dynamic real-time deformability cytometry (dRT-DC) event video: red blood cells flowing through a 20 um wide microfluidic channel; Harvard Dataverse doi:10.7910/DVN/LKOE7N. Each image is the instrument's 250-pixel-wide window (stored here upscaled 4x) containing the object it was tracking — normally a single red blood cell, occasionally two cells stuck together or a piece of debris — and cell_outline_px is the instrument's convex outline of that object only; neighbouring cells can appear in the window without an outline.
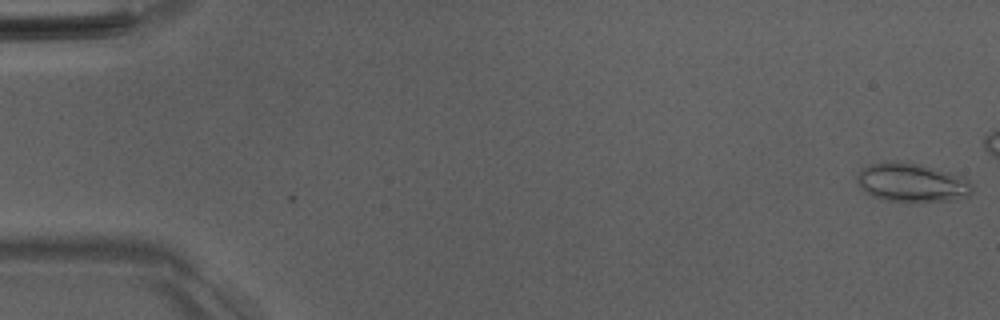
{"species": "Egyptian fruit bat (a non-hibernating species)", "species_latin": "Rousettus aegyptiacus", "temperature_condition": "room temperature", "stored_images_in_passage": 45, "camera_frame_rate_fps": 3000, "um_per_image_px": 0.085, "animal": {"sex": "male"}, "frame": {"image": 1, "passage_image": 1, "time_ms": 0.0, "image_size_px": [1000, 320], "cell_outline_px": [[972, 192], [968, 196], [948, 200], [888, 200], [872, 196], [864, 192], [860, 188], [856, 180], [856, 176], [860, 168], [868, 164], [920, 164], [948, 172], [960, 176], [968, 180], [972, 184]], "centroid_in_image_um": [77.47, 15.53], "position_along_channel_um": 7.5, "area_um2": 25.03}, "authors_computed_cell_mechanics": {"area_um2": 19.1896, "velocity_mm_per_s": 4.0255, "shape_relaxation_time_tau1_ms": 5.7092, "shape_relaxation_time_tau2_ms": 1.3918, "deformation_change_tau1": 0.158, "deformation_change_tau2": 0.0762}}